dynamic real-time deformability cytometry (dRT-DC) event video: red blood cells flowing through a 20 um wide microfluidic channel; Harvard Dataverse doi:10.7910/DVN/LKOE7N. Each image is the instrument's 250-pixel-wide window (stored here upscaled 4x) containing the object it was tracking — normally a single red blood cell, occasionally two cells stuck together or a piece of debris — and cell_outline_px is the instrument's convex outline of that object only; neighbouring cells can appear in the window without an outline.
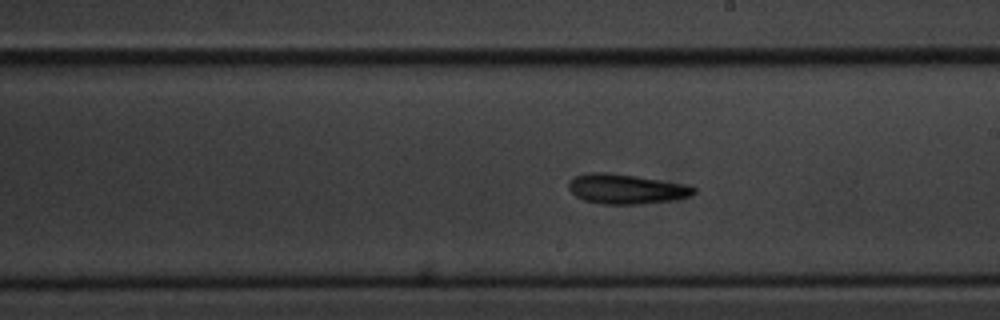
{"species": "common noctule bat (a hibernating species)", "species_latin": "Nyctalus noctula", "temperature_condition": "cold", "stored_images_in_passage": 34, "camera_frame_rate_fps": 3000, "um_per_image_px": 0.085, "animal": {"sex": "male", "body_mass_g": 20.1, "forearm_length_mm": 53.5}, "frame": {"image": 1, "passage_image": 9, "time_ms": 2.667, "image_size_px": [1000, 320], "cell_outline_px": [[696, 192], [688, 196], [676, 200], [640, 204], [604, 204], [584, 200], [576, 196], [568, 188], [568, 184], [576, 176], [588, 172], [604, 172], [636, 176], [684, 184], [696, 188]], "centroid_in_image_um": [53.23, 16.07], "position_along_channel_um": 235.8, "area_um2": 21.56}}
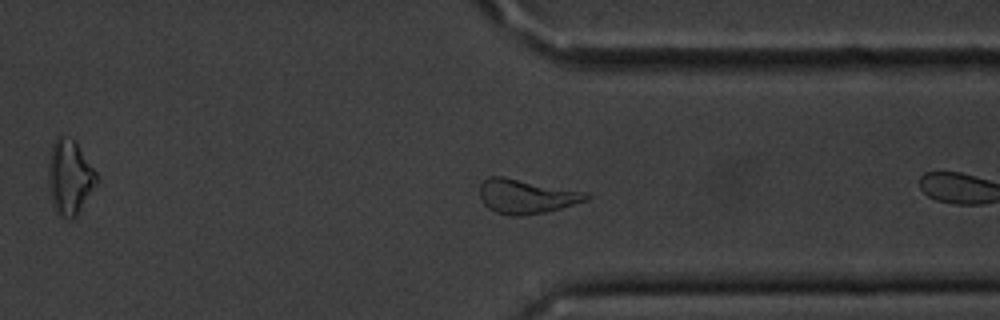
{"frame": {"image": 2, "passage_image": 20, "time_ms": 6.333, "image_size_px": [1000, 320], "cell_outline_px": [[592, 196], [588, 200], [576, 204], [544, 212], [520, 216], [516, 216], [496, 212], [488, 208], [484, 204], [480, 196], [480, 184], [488, 176], [504, 176], [588, 192]], "centroid_in_image_um": [44.76, 16.67], "position_along_channel_um": 366.6, "area_um2": 21.44}}
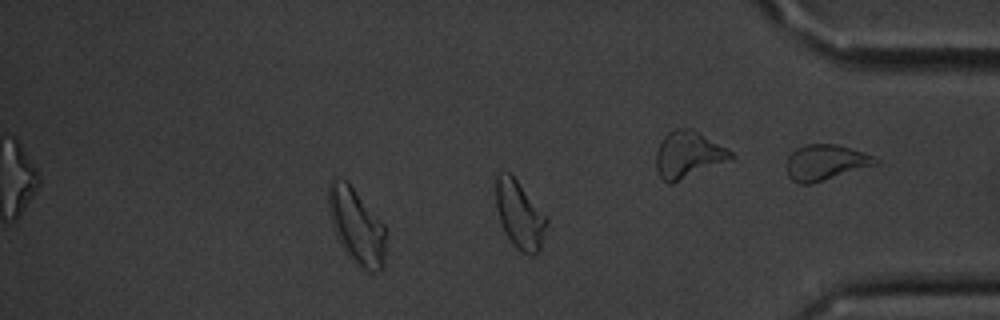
{"frame": {"image": 3, "passage_image": 27, "time_ms": 8.667, "image_size_px": [1000, 320], "cell_outline_px": [[384, 268], [376, 272], [368, 272], [352, 260], [344, 252], [332, 224], [328, 212], [328, 188], [332, 180], [344, 180], [352, 188], [384, 224]], "centroid_in_image_um": [30.3, 19.28], "position_along_channel_um": 404.9, "area_um2": 24.62}, "authors_computed_cell_mechanics": {"area_um2": 22.1952, "velocity_mm_per_s": 3.5816, "shape_relaxation_time_tau1_ms": null, "shape_relaxation_time_tau2_ms": 0.9294, "deformation_change_tau1": null, "deformation_change_tau2": 0.0635}}